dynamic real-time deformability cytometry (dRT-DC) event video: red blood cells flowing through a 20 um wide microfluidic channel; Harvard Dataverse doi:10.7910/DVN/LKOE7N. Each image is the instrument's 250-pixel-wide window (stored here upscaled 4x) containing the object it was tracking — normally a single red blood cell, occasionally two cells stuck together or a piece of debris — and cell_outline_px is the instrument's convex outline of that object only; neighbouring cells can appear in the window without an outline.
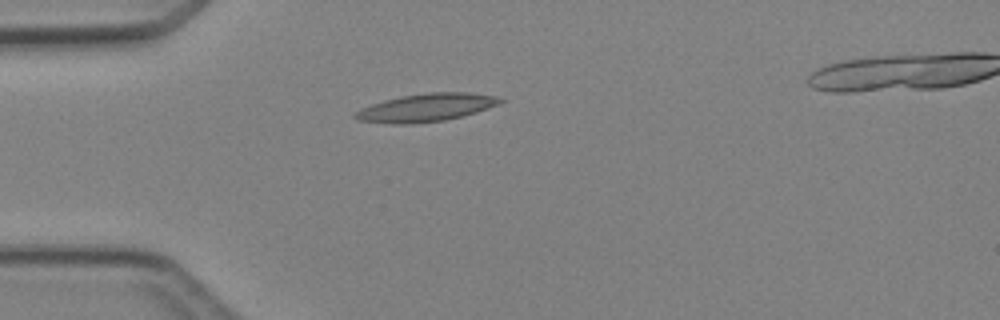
{"species": "Egyptian fruit bat (a non-hibernating species)", "species_latin": "Rousettus aegyptiacus", "temperature_condition": "cold", "stored_images_in_passage": 4, "camera_frame_rate_fps": 3000, "um_per_image_px": 0.085, "animal": {"sex": "female"}, "frame": {"image": 1, "passage_image": 4, "time_ms": 3.333, "image_size_px": [1000, 320], "cell_outline_px": [[504, 100], [500, 104], [476, 112], [444, 120], [412, 124], [392, 124], [356, 120], [352, 116], [360, 108], [384, 100], [400, 96], [428, 92], [468, 92], [496, 96]], "centroid_in_image_um": [36.19, 9.14], "position_along_channel_um": 48.8, "area_um2": 23.64}}